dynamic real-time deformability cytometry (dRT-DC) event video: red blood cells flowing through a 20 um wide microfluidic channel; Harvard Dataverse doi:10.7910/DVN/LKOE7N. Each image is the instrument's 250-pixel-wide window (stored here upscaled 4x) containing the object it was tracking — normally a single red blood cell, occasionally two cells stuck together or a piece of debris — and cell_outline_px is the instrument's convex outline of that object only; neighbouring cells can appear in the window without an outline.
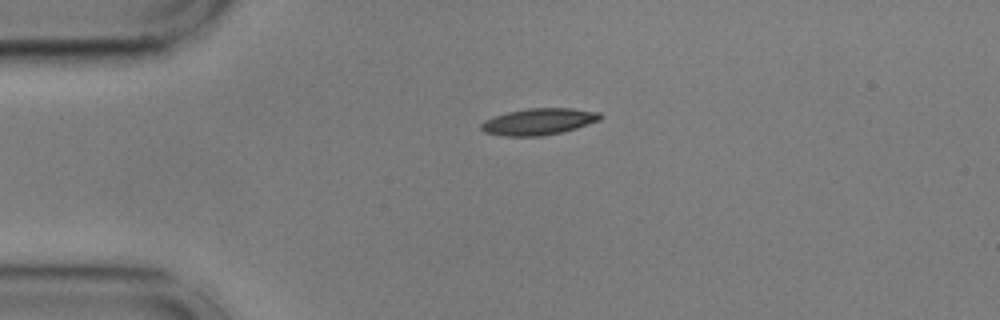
{"species": "common noctule bat (a hibernating species)", "species_latin": "Nyctalus noctula", "temperature_condition": "cold", "stored_images_in_passage": 39, "camera_frame_rate_fps": 3000, "um_per_image_px": 0.085, "animal": {"sex": "male", "body_mass_g": 17.9, "forearm_length_mm": 54.2}, "frame": {"image": 1, "passage_image": 1, "time_ms": 0.0, "image_size_px": [1000, 320], "cell_outline_px": [[604, 116], [600, 120], [576, 128], [560, 132], [540, 136], [500, 136], [484, 132], [480, 128], [480, 124], [484, 120], [508, 112], [528, 108], [572, 108], [600, 112]], "centroid_in_image_um": [45.79, 10.33], "position_along_channel_um": 39.2, "area_um2": 18.44}}
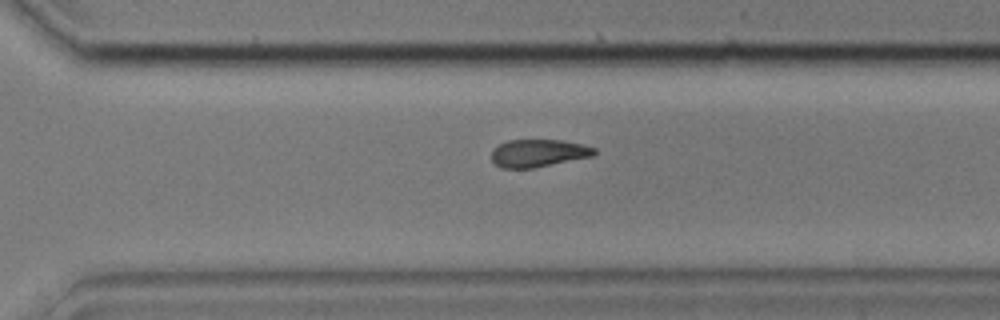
{"frame": {"image": 2, "passage_image": 27, "time_ms": 8.667, "image_size_px": [1000, 320], "cell_outline_px": [[596, 152], [592, 156], [532, 168], [500, 168], [492, 160], [492, 152], [500, 144], [508, 140], [564, 140], [596, 148]], "centroid_in_image_um": [45.76, 13.01], "position_along_channel_um": 324.8, "area_um2": 16.3}}
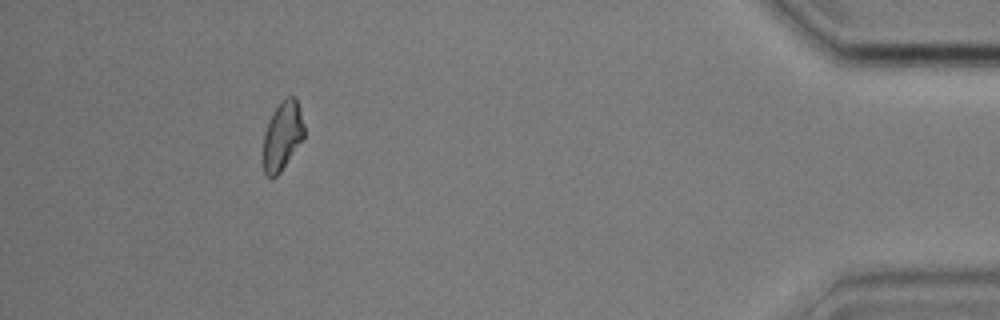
{"frame": {"image": 3, "passage_image": 39, "time_ms": 12.667, "image_size_px": [1000, 320], "cell_outline_px": [[304, 136], [280, 172], [272, 180], [264, 172], [264, 132], [268, 120], [272, 112], [284, 96], [296, 96], [300, 108], [304, 124]], "centroid_in_image_um": [24.0, 11.48], "position_along_channel_um": 411.2, "area_um2": 16.42}, "authors_computed_cell_mechanics": {"area_um2": 17.7446, "velocity_mm_per_s": 3.605, "shape_relaxation_time_tau1_ms": 3.8158, "shape_relaxation_time_tau2_ms": 11.0395, "deformation_change_tau1": 0.1023, "deformation_change_tau2": 0.1914}}